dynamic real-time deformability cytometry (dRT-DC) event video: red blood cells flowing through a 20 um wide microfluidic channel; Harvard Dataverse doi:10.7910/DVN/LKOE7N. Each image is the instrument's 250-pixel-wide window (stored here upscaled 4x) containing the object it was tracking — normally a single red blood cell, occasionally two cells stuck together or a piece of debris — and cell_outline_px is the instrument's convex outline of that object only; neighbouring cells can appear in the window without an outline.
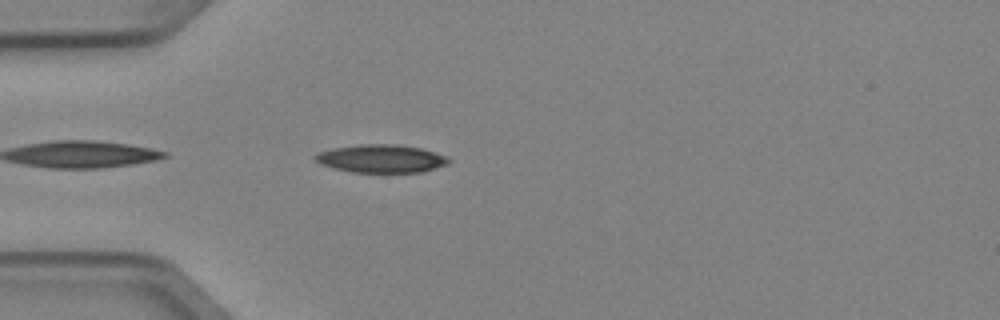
{"species": "Egyptian fruit bat (a non-hibernating species)", "species_latin": "Rousettus aegyptiacus", "temperature_condition": "cold", "stored_images_in_passage": 3, "camera_frame_rate_fps": 3000, "um_per_image_px": 0.085, "animal": {"sex": "female"}, "frame": {"image": 1, "passage_image": 3, "time_ms": 0.667, "image_size_px": [1000, 320], "cell_outline_px": [[452, 160], [448, 164], [420, 172], [352, 172], [332, 168], [320, 164], [312, 156], [316, 152], [332, 148], [360, 144], [396, 144], [420, 148], [448, 156]], "centroid_in_image_um": [32.37, 13.48], "position_along_channel_um": 52.6, "area_um2": 21.96}}